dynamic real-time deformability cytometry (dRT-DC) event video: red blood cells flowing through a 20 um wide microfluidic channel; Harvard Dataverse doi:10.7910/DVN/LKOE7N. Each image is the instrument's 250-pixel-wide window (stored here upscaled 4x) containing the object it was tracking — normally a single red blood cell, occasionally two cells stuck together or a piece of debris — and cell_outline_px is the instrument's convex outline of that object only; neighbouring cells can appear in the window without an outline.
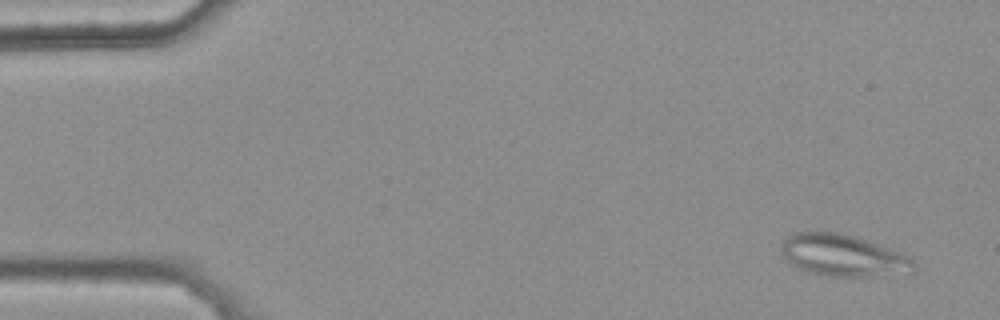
{"species": "common noctule bat (a hibernating species)", "species_latin": "Nyctalus noctula", "temperature_condition": "warm", "stored_images_in_passage": 43, "camera_frame_rate_fps": 3000, "um_per_image_px": 0.085, "animal": {"sex": "female", "body_mass_g": 25.1}, "frame": {"image": 1, "passage_image": 1, "time_ms": 0.0, "image_size_px": [1000, 320], "cell_outline_px": [[916, 268], [868, 276], [832, 276], [812, 272], [800, 268], [792, 264], [780, 252], [780, 244], [788, 236], [796, 232], [840, 232], [856, 236], [880, 244], [908, 256], [912, 260]], "centroid_in_image_um": [71.57, 21.66], "position_along_channel_um": 13.4, "area_um2": 31.39}}
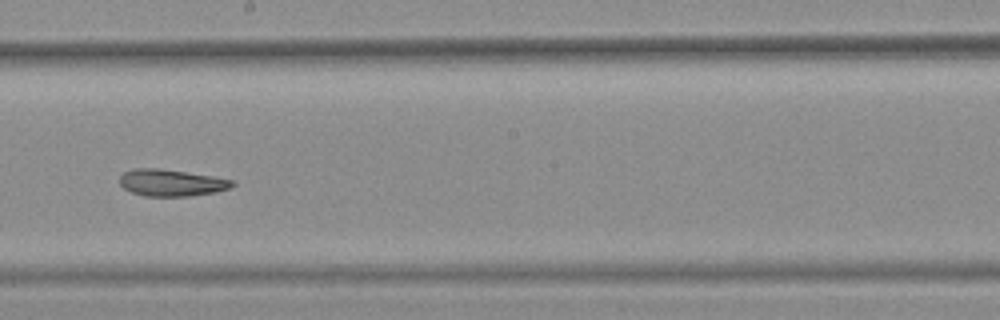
{"frame": {"image": 2, "passage_image": 28, "time_ms": 9.0, "image_size_px": [1000, 320], "cell_outline_px": [[236, 184], [228, 188], [216, 192], [192, 196], [144, 196], [132, 192], [124, 188], [120, 184], [120, 176], [124, 172], [136, 168], [160, 168], [216, 176], [236, 180]], "centroid_in_image_um": [14.62, 15.53], "position_along_channel_um": 233.6, "area_um2": 17.8}}
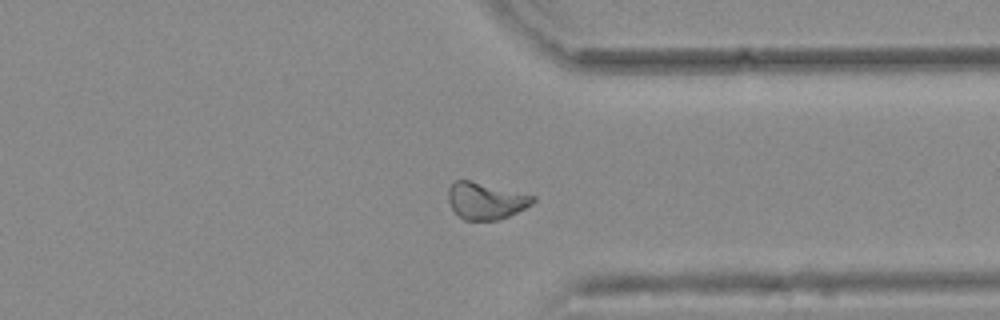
{"frame": {"image": 3, "passage_image": 39, "time_ms": 12.667, "image_size_px": [1000, 320], "cell_outline_px": [[536, 200], [532, 204], [508, 216], [496, 220], [464, 220], [452, 208], [448, 200], [448, 188], [456, 180], [468, 180], [536, 196]], "centroid_in_image_um": [41.28, 17.07], "position_along_channel_um": 370.1, "area_um2": 17.86}, "authors_computed_cell_mechanics": {"area_um2": 18.5538, "velocity_mm_per_s": 3.7451, "shape_relaxation_time_tau1_ms": null, "shape_relaxation_time_tau2_ms": 5.3071, "deformation_change_tau1": null, "deformation_change_tau2": 0.1169}}